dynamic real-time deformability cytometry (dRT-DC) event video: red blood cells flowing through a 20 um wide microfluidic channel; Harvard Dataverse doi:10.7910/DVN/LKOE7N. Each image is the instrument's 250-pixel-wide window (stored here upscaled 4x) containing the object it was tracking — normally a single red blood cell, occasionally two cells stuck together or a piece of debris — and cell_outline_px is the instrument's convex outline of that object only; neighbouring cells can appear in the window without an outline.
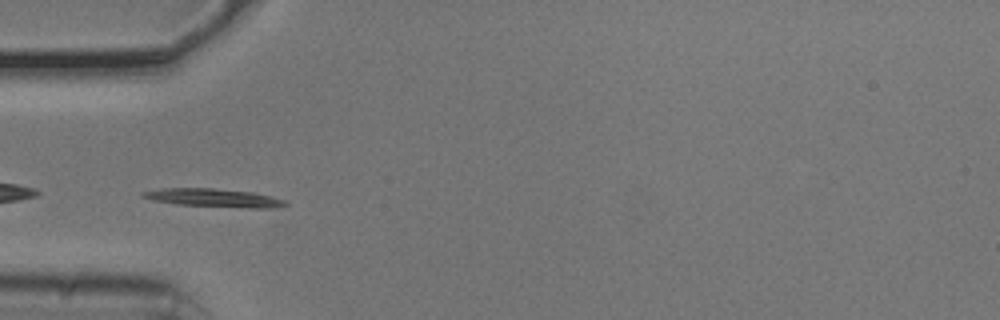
{"species": "common noctule bat (a hibernating species)", "species_latin": "Nyctalus noctula", "temperature_condition": "cold", "stored_images_in_passage": 38, "camera_frame_rate_fps": 3000, "um_per_image_px": 0.085, "animal": {"sex": "male", "body_mass_g": 20.5, "forearm_length_mm": 52.5}, "frame": {"image": 1, "passage_image": 1, "time_ms": 0.0, "image_size_px": [1000, 320], "cell_outline_px": [[288, 204], [276, 208], [252, 208], [176, 204], [152, 200], [140, 196], [140, 192], [160, 188], [212, 188], [252, 192], [272, 196], [284, 200]], "centroid_in_image_um": [18.15, 16.81], "position_along_channel_um": 66.9, "area_um2": 15.2}}
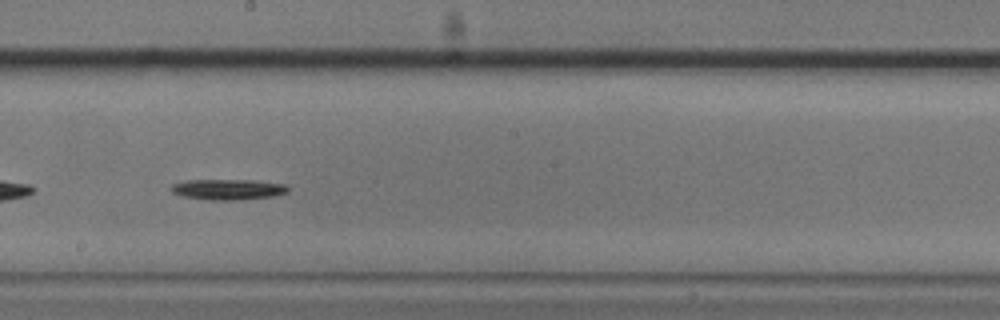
{"frame": {"image": 2, "passage_image": 14, "time_ms": 4.333, "image_size_px": [1000, 320], "cell_outline_px": [[288, 192], [272, 196], [240, 200], [208, 200], [184, 196], [172, 192], [172, 184], [188, 180], [252, 180], [288, 184]], "centroid_in_image_um": [19.42, 16.1], "position_along_channel_um": 228.8, "area_um2": 13.99}}
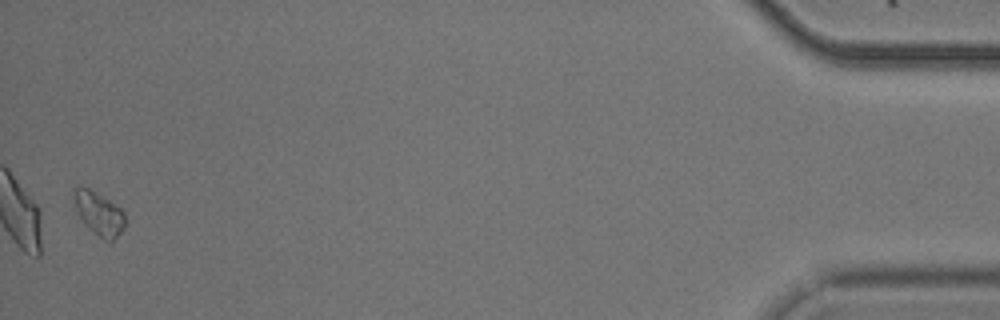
{"frame": {"image": 3, "passage_image": 37, "time_ms": 12.0, "image_size_px": [1000, 320], "cell_outline_px": [[124, 228], [108, 244], [92, 232], [80, 220], [76, 212], [72, 196], [72, 188], [76, 184], [80, 184], [88, 188], [108, 200], [120, 208], [124, 212]], "centroid_in_image_um": [8.32, 18.13], "position_along_channel_um": 426.9, "area_um2": 13.29}, "authors_computed_cell_mechanics": {"area_um2": 12.8027, "velocity_mm_per_s": 3.7425, "shape_relaxation_time_tau1_ms": 3.2455, "shape_relaxation_time_tau2_ms": null, "deformation_change_tau1": 0.1045, "deformation_change_tau2": null}}